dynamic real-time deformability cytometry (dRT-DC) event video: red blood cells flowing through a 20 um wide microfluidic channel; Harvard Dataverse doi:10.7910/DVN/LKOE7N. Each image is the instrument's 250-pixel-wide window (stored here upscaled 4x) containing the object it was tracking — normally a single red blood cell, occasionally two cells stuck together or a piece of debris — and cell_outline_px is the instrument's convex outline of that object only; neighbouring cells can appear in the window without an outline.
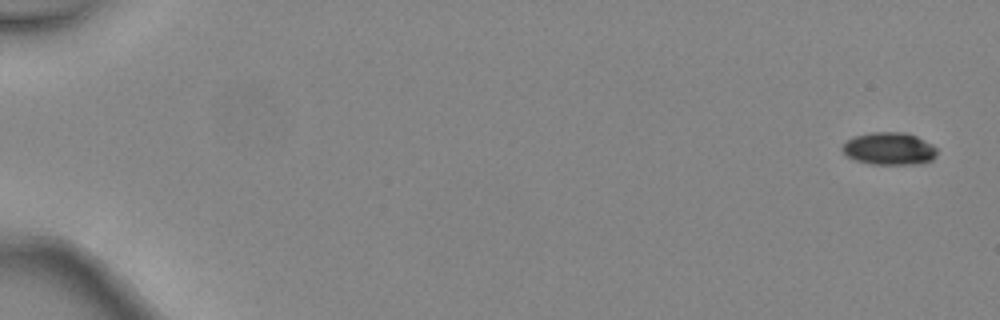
{"species": "common noctule bat (a hibernating species)", "species_latin": "Nyctalus noctula", "temperature_condition": "warm", "stored_images_in_passage": 4, "camera_frame_rate_fps": 3000, "um_per_image_px": 0.085, "animal": {"sex": "female", "body_mass_g": 24.6, "forearm_length_mm": 56.2}, "frame": {"image": 1, "passage_image": 1, "time_ms": 0.0, "image_size_px": [1000, 320], "cell_outline_px": [[936, 156], [932, 160], [920, 164], [872, 164], [856, 160], [848, 156], [840, 148], [852, 136], [872, 132], [904, 132], [916, 136], [932, 144], [936, 148]], "centroid_in_image_um": [75.59, 12.63], "position_along_channel_um": 9.4, "area_um2": 17.92}}
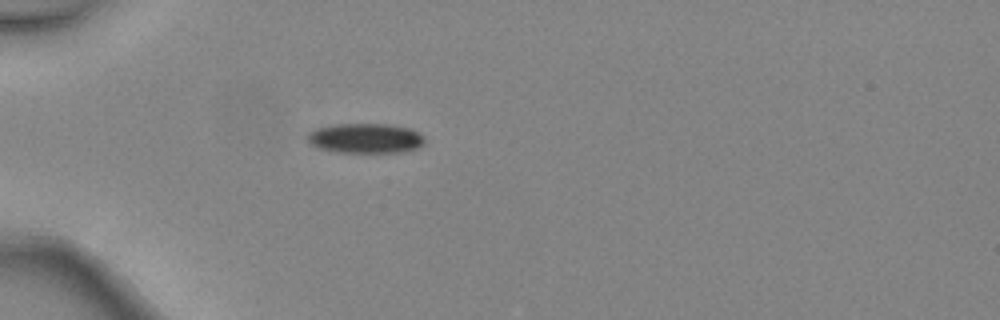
{"frame": {"image": 2, "passage_image": 4, "time_ms": 1.0, "image_size_px": [1000, 320], "cell_outline_px": [[424, 144], [416, 148], [404, 152], [336, 152], [316, 148], [308, 144], [304, 136], [308, 132], [316, 128], [332, 124], [388, 124], [408, 128], [424, 136]], "centroid_in_image_um": [30.97, 11.75], "position_along_channel_um": 54.0, "area_um2": 20.69}}